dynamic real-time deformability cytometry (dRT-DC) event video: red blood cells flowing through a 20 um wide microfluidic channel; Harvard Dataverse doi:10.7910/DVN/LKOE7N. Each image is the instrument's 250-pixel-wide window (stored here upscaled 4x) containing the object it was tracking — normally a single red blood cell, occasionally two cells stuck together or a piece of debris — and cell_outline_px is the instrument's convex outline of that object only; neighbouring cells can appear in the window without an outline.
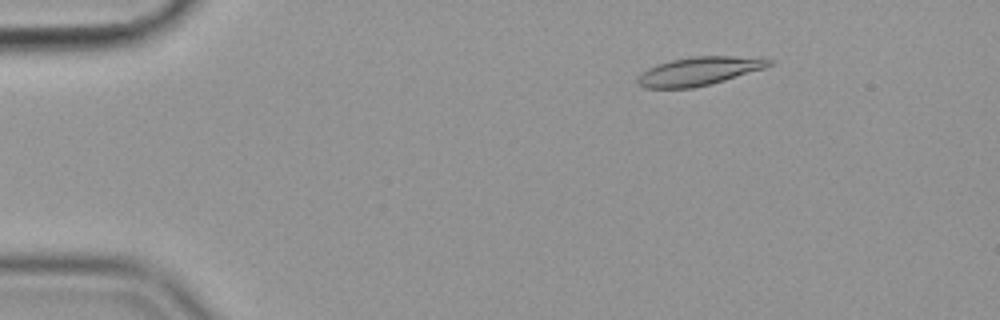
{"species": "common noctule bat (a hibernating species)", "species_latin": "Nyctalus noctula", "temperature_condition": "cold", "stored_images_in_passage": 54, "camera_frame_rate_fps": 3000, "um_per_image_px": 0.085, "animal": {"sex": "female", "body_mass_g": 19.9}, "frame": {"image": 1, "passage_image": 6, "time_ms": 1.667, "image_size_px": [1000, 320], "cell_outline_px": [[776, 60], [772, 64], [764, 68], [724, 80], [692, 88], [644, 88], [636, 84], [636, 76], [640, 72], [656, 64], [672, 60], [692, 56], [732, 56]], "centroid_in_image_um": [59.33, 6.05], "position_along_channel_um": 25.7, "area_um2": 21.73}}
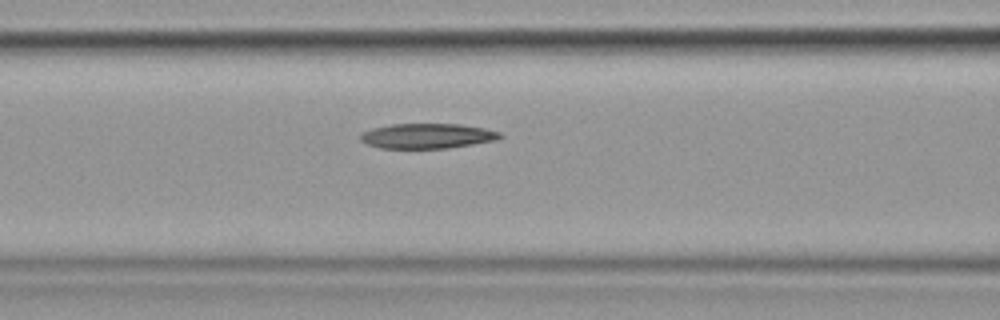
{"frame": {"image": 2, "passage_image": 21, "time_ms": 6.667, "image_size_px": [1000, 320], "cell_outline_px": [[504, 136], [496, 140], [448, 148], [380, 148], [368, 144], [360, 140], [360, 132], [372, 128], [392, 124], [460, 124], [484, 128], [500, 132]], "centroid_in_image_um": [36.3, 11.55], "position_along_channel_um": 130.3, "area_um2": 20.35}}
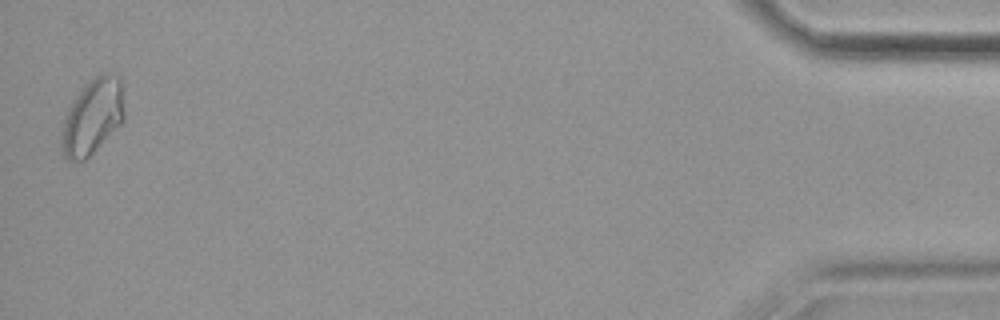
{"frame": {"image": 3, "passage_image": 53, "time_ms": 17.333, "image_size_px": [1000, 320], "cell_outline_px": [[124, 120], [84, 160], [68, 160], [60, 152], [60, 132], [64, 116], [72, 100], [84, 84], [96, 76], [104, 72], [108, 72], [120, 76], [124, 84]], "centroid_in_image_um": [7.85, 9.86], "position_along_channel_um": 427.3, "area_um2": 28.15}, "authors_computed_cell_mechanics": {"area_um2": 21.6172, "velocity_mm_per_s": 3.5753, "shape_relaxation_time_tau1_ms": 6.0588, "shape_relaxation_time_tau2_ms": 7.3441, "deformation_change_tau1": 0.1275, "deformation_change_tau2": 0.1601}}